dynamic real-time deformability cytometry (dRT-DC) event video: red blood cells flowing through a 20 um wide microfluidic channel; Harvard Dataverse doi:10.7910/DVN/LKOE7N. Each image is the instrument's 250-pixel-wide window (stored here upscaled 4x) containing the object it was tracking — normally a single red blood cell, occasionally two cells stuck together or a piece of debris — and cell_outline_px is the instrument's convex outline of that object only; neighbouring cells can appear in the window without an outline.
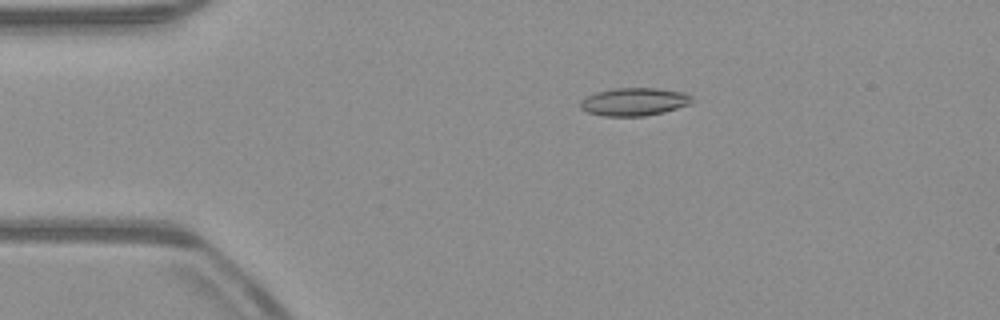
{"species": "common noctule bat (a hibernating species)", "species_latin": "Nyctalus noctula", "temperature_condition": "warm", "stored_images_in_passage": 53, "camera_frame_rate_fps": 3000, "um_per_image_px": 0.085, "animal": {"sex": "male", "body_mass_g": 23.1, "forearm_length_mm": 52.7}, "frame": {"image": 1, "passage_image": 11, "time_ms": 3.333, "image_size_px": [1000, 320], "cell_outline_px": [[692, 100], [688, 104], [664, 112], [644, 116], [604, 116], [588, 112], [580, 108], [580, 100], [596, 92], [616, 88], [656, 88], [684, 92], [692, 96]], "centroid_in_image_um": [53.89, 8.65], "position_along_channel_um": 31.1, "area_um2": 18.03}}
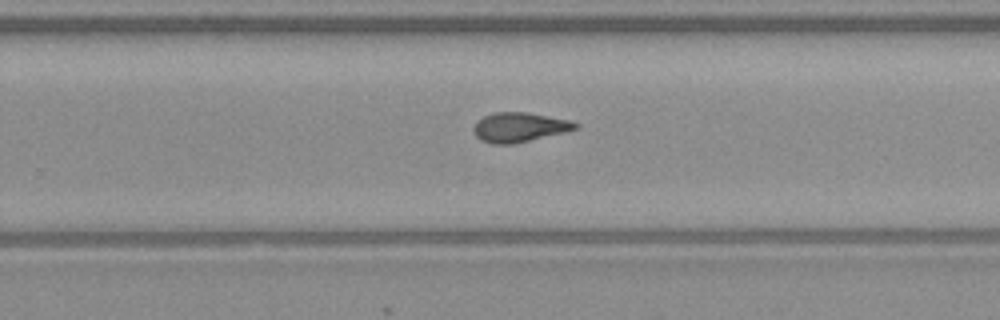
{"frame": {"image": 2, "passage_image": 34, "time_ms": 11.0, "image_size_px": [1000, 320], "cell_outline_px": [[580, 128], [564, 132], [512, 144], [492, 144], [480, 140], [476, 136], [472, 128], [476, 120], [484, 116], [496, 112], [528, 112], [572, 120], [580, 124]], "centroid_in_image_um": [44.15, 10.8], "position_along_channel_um": 285.6, "area_um2": 17.69}}
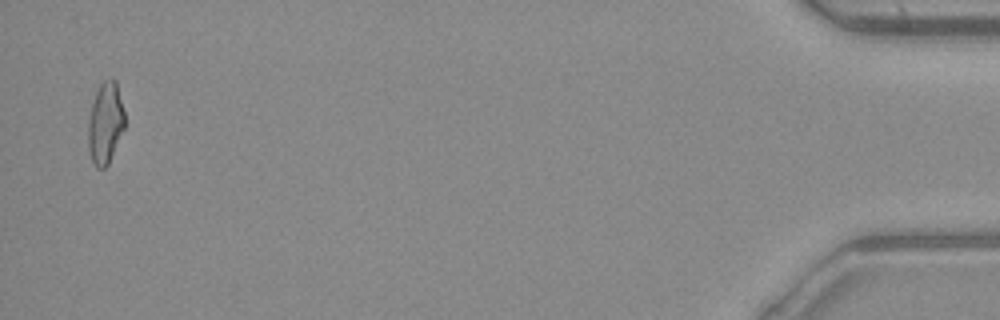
{"frame": {"image": 3, "passage_image": 52, "time_ms": 17.0, "image_size_px": [1000, 320], "cell_outline_px": [[124, 128], [108, 164], [104, 168], [96, 168], [88, 152], [88, 120], [92, 104], [96, 92], [100, 84], [104, 80], [112, 76], [116, 80], [124, 112]], "centroid_in_image_um": [8.94, 10.44], "position_along_channel_um": 426.3, "area_um2": 17.34}, "authors_computed_cell_mechanics": {"area_um2": 17.5712, "velocity_mm_per_s": 3.9555, "shape_relaxation_time_tau1_ms": null, "shape_relaxation_time_tau2_ms": 3.2084, "deformation_change_tau1": null, "deformation_change_tau2": 0.113}}